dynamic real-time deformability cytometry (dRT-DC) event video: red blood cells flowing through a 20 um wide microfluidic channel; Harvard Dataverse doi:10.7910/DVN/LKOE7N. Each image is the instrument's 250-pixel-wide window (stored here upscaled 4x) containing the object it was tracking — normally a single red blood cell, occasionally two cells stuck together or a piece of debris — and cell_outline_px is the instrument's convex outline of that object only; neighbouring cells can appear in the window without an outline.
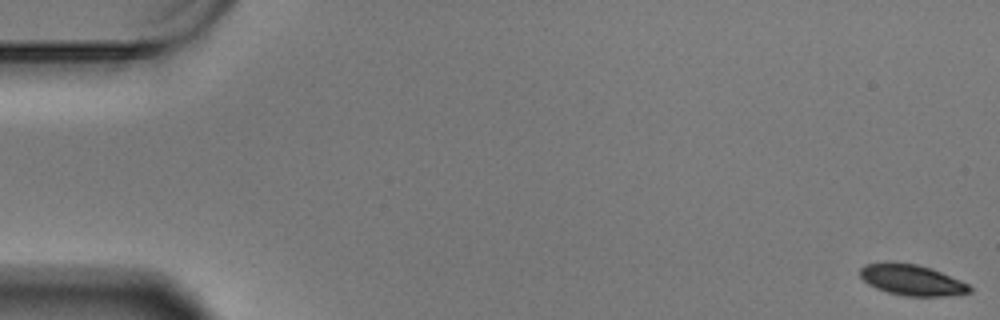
{"species": "Egyptian fruit bat (a non-hibernating species)", "species_latin": "Rousettus aegyptiacus", "temperature_condition": "warm", "stored_images_in_passage": 61, "camera_frame_rate_fps": 3000, "um_per_image_px": 0.085, "animal": {"sex": "male"}, "frame": {"image": 1, "passage_image": 1, "time_ms": 0.0, "image_size_px": [1000, 320], "cell_outline_px": [[972, 292], [944, 296], [904, 296], [888, 292], [876, 288], [868, 284], [860, 276], [860, 268], [864, 264], [916, 264], [932, 268], [960, 280], [968, 284], [972, 288]], "centroid_in_image_um": [77.54, 23.83], "position_along_channel_um": 7.5, "area_um2": 19.25}}
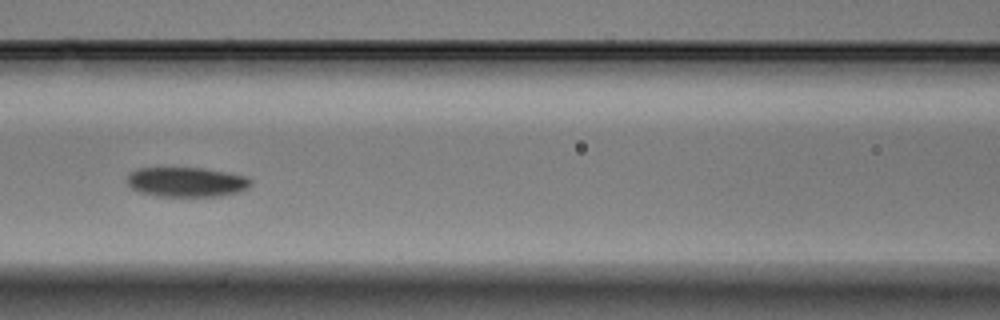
{"frame": {"image": 2, "passage_image": 27, "time_ms": 8.667, "image_size_px": [1000, 320], "cell_outline_px": [[252, 184], [248, 188], [240, 192], [220, 196], [156, 196], [140, 192], [132, 188], [128, 184], [128, 172], [136, 168], [204, 168], [244, 176], [252, 180]], "centroid_in_image_um": [15.85, 15.47], "position_along_channel_um": 150.8, "area_um2": 21.44}}
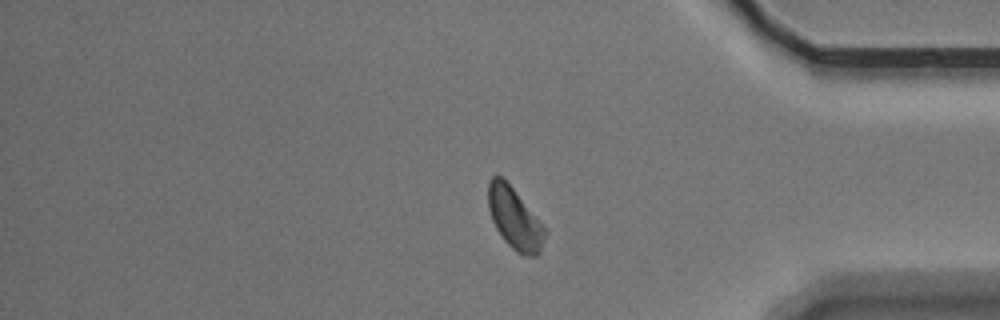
{"frame": {"image": 3, "passage_image": 50, "time_ms": 16.333, "image_size_px": [1000, 320], "cell_outline_px": [[548, 232], [540, 252], [536, 256], [524, 256], [516, 252], [504, 240], [496, 228], [492, 220], [488, 208], [488, 180], [496, 172], [504, 176], [544, 224]], "centroid_in_image_um": [43.76, 18.52], "position_along_channel_um": 391.4, "area_um2": 21.1}}